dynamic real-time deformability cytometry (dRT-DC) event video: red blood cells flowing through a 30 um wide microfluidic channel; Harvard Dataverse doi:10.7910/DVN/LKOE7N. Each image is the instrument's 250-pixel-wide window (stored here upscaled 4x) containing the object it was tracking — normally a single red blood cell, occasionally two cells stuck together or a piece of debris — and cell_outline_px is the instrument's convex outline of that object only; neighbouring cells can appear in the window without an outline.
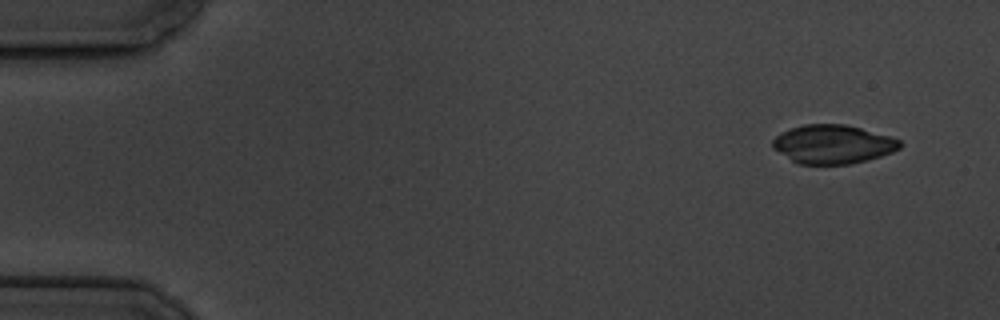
{"species": "common noctule bat (a hibernating species)", "species_latin": "Nyctalus noctula", "temperature_condition": "cold", "stored_images_in_passage": 6, "camera_frame_rate_fps": 3000, "um_per_image_px": 0.085, "animal": {"sex": "male", "body_mass_g": 19.5, "forearm_length_mm": 54.6}, "frame": {"image": 1, "passage_image": 1, "time_ms": 0.0, "image_size_px": [1000, 320], "cell_outline_px": [[904, 144], [900, 148], [892, 152], [880, 156], [848, 164], [796, 164], [772, 148], [772, 140], [780, 132], [804, 124], [844, 124], [892, 136], [900, 140]], "centroid_in_image_um": [70.78, 12.26], "position_along_channel_um": 14.2, "area_um2": 28.84}}